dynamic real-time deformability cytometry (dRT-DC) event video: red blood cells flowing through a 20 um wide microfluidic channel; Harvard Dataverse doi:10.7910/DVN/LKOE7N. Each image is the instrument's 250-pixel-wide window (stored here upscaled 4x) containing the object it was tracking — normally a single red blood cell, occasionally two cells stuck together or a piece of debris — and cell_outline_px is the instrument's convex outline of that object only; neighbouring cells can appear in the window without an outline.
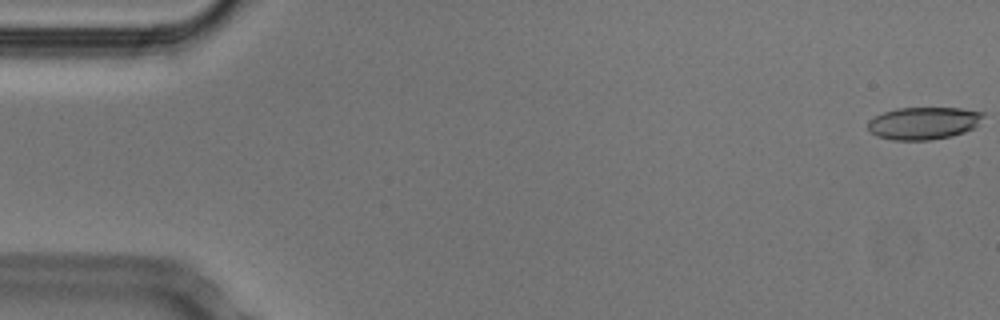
{"species": "Egyptian fruit bat (a non-hibernating species)", "species_latin": "Rousettus aegyptiacus", "temperature_condition": "cold", "stored_images_in_passage": 12, "camera_frame_rate_fps": 3000, "um_per_image_px": 0.085, "animal": {"sex": "male"}, "frame": {"image": 1, "passage_image": 1, "time_ms": 0.0, "image_size_px": [1000, 320], "cell_outline_px": [[984, 116], [976, 128], [952, 136], [928, 140], [892, 140], [876, 136], [868, 128], [868, 120], [884, 112], [896, 108], [960, 108], [984, 112]], "centroid_in_image_um": [78.53, 10.47], "position_along_channel_um": 6.5, "area_um2": 21.91}}